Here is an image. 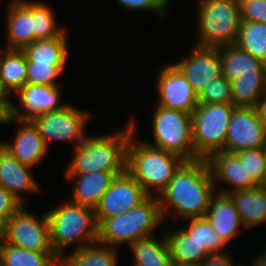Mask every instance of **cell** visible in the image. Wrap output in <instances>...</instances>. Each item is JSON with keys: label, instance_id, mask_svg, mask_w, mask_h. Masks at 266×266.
Returning <instances> with one entry per match:
<instances>
[{"label": "cell", "instance_id": "ac0fdd59", "mask_svg": "<svg viewBox=\"0 0 266 266\" xmlns=\"http://www.w3.org/2000/svg\"><path fill=\"white\" fill-rule=\"evenodd\" d=\"M31 170L32 167L20 163L0 145V187L10 192L23 205L26 203L25 193H38L41 189L30 173Z\"/></svg>", "mask_w": 266, "mask_h": 266}, {"label": "cell", "instance_id": "d590c367", "mask_svg": "<svg viewBox=\"0 0 266 266\" xmlns=\"http://www.w3.org/2000/svg\"><path fill=\"white\" fill-rule=\"evenodd\" d=\"M247 173L259 186H266V164L262 148L247 149L235 153Z\"/></svg>", "mask_w": 266, "mask_h": 266}, {"label": "cell", "instance_id": "4fadbf2b", "mask_svg": "<svg viewBox=\"0 0 266 266\" xmlns=\"http://www.w3.org/2000/svg\"><path fill=\"white\" fill-rule=\"evenodd\" d=\"M266 128L255 107H235L228 125L225 151L237 153L247 149L262 148Z\"/></svg>", "mask_w": 266, "mask_h": 266}, {"label": "cell", "instance_id": "836d02e7", "mask_svg": "<svg viewBox=\"0 0 266 266\" xmlns=\"http://www.w3.org/2000/svg\"><path fill=\"white\" fill-rule=\"evenodd\" d=\"M66 65L37 64L27 62V83L43 86H60L56 79L63 74Z\"/></svg>", "mask_w": 266, "mask_h": 266}, {"label": "cell", "instance_id": "1f68e13d", "mask_svg": "<svg viewBox=\"0 0 266 266\" xmlns=\"http://www.w3.org/2000/svg\"><path fill=\"white\" fill-rule=\"evenodd\" d=\"M235 45L266 64V24L241 21Z\"/></svg>", "mask_w": 266, "mask_h": 266}, {"label": "cell", "instance_id": "277c9868", "mask_svg": "<svg viewBox=\"0 0 266 266\" xmlns=\"http://www.w3.org/2000/svg\"><path fill=\"white\" fill-rule=\"evenodd\" d=\"M66 200L46 212L50 242L57 256L65 254V249L76 242L74 250L98 241L94 209Z\"/></svg>", "mask_w": 266, "mask_h": 266}, {"label": "cell", "instance_id": "c3c4849f", "mask_svg": "<svg viewBox=\"0 0 266 266\" xmlns=\"http://www.w3.org/2000/svg\"><path fill=\"white\" fill-rule=\"evenodd\" d=\"M235 266H245V265H242V264H235ZM247 266V265H246ZM250 266H255V264L252 262V264H250Z\"/></svg>", "mask_w": 266, "mask_h": 266}, {"label": "cell", "instance_id": "5bb4252c", "mask_svg": "<svg viewBox=\"0 0 266 266\" xmlns=\"http://www.w3.org/2000/svg\"><path fill=\"white\" fill-rule=\"evenodd\" d=\"M190 53L180 61L173 63L192 85L200 91L214 78L222 76L220 49L194 45Z\"/></svg>", "mask_w": 266, "mask_h": 266}, {"label": "cell", "instance_id": "60d3db41", "mask_svg": "<svg viewBox=\"0 0 266 266\" xmlns=\"http://www.w3.org/2000/svg\"><path fill=\"white\" fill-rule=\"evenodd\" d=\"M12 101H0V125H7L11 117Z\"/></svg>", "mask_w": 266, "mask_h": 266}, {"label": "cell", "instance_id": "9c48e42d", "mask_svg": "<svg viewBox=\"0 0 266 266\" xmlns=\"http://www.w3.org/2000/svg\"><path fill=\"white\" fill-rule=\"evenodd\" d=\"M91 112L80 110L71 103L65 107L36 115L30 120L37 127L46 148L49 142H71L77 147L88 135L85 128L91 120Z\"/></svg>", "mask_w": 266, "mask_h": 266}, {"label": "cell", "instance_id": "52a82bcc", "mask_svg": "<svg viewBox=\"0 0 266 266\" xmlns=\"http://www.w3.org/2000/svg\"><path fill=\"white\" fill-rule=\"evenodd\" d=\"M235 107L233 103L199 104L193 111L192 141L200 159L225 151L228 125Z\"/></svg>", "mask_w": 266, "mask_h": 266}, {"label": "cell", "instance_id": "2e32d148", "mask_svg": "<svg viewBox=\"0 0 266 266\" xmlns=\"http://www.w3.org/2000/svg\"><path fill=\"white\" fill-rule=\"evenodd\" d=\"M9 125H18L13 142L0 141V145L20 163L32 168L39 165L49 151L39 134L37 127L31 120L10 117ZM18 123V124H17Z\"/></svg>", "mask_w": 266, "mask_h": 266}, {"label": "cell", "instance_id": "484cf974", "mask_svg": "<svg viewBox=\"0 0 266 266\" xmlns=\"http://www.w3.org/2000/svg\"><path fill=\"white\" fill-rule=\"evenodd\" d=\"M66 32L53 39L35 40L22 49L27 62L66 65L69 55Z\"/></svg>", "mask_w": 266, "mask_h": 266}, {"label": "cell", "instance_id": "83f0119b", "mask_svg": "<svg viewBox=\"0 0 266 266\" xmlns=\"http://www.w3.org/2000/svg\"><path fill=\"white\" fill-rule=\"evenodd\" d=\"M172 261L187 266H198L210 253L193 241L181 228L164 233Z\"/></svg>", "mask_w": 266, "mask_h": 266}, {"label": "cell", "instance_id": "7a4b0ae2", "mask_svg": "<svg viewBox=\"0 0 266 266\" xmlns=\"http://www.w3.org/2000/svg\"><path fill=\"white\" fill-rule=\"evenodd\" d=\"M130 119L134 131L126 150V172L141 184L149 196H159L185 160L145 141H135L138 125L133 115Z\"/></svg>", "mask_w": 266, "mask_h": 266}, {"label": "cell", "instance_id": "ee69618b", "mask_svg": "<svg viewBox=\"0 0 266 266\" xmlns=\"http://www.w3.org/2000/svg\"><path fill=\"white\" fill-rule=\"evenodd\" d=\"M7 221L0 217V245L5 242Z\"/></svg>", "mask_w": 266, "mask_h": 266}, {"label": "cell", "instance_id": "9a60e30c", "mask_svg": "<svg viewBox=\"0 0 266 266\" xmlns=\"http://www.w3.org/2000/svg\"><path fill=\"white\" fill-rule=\"evenodd\" d=\"M59 86H43L27 83L14 95L19 99L18 104L11 103V117L30 120L44 112L59 110L69 102H60L61 93Z\"/></svg>", "mask_w": 266, "mask_h": 266}, {"label": "cell", "instance_id": "ffe728a7", "mask_svg": "<svg viewBox=\"0 0 266 266\" xmlns=\"http://www.w3.org/2000/svg\"><path fill=\"white\" fill-rule=\"evenodd\" d=\"M205 217L215 232L227 243L241 233L240 228H245L235 204L228 194L216 192L212 196Z\"/></svg>", "mask_w": 266, "mask_h": 266}, {"label": "cell", "instance_id": "7bdbcfd3", "mask_svg": "<svg viewBox=\"0 0 266 266\" xmlns=\"http://www.w3.org/2000/svg\"><path fill=\"white\" fill-rule=\"evenodd\" d=\"M262 251L263 252H260L259 256H257L256 259L253 258V263L255 264V266H266V247Z\"/></svg>", "mask_w": 266, "mask_h": 266}, {"label": "cell", "instance_id": "8d00e7d4", "mask_svg": "<svg viewBox=\"0 0 266 266\" xmlns=\"http://www.w3.org/2000/svg\"><path fill=\"white\" fill-rule=\"evenodd\" d=\"M122 8L132 11H153L161 19L166 18L168 5L171 0H116Z\"/></svg>", "mask_w": 266, "mask_h": 266}, {"label": "cell", "instance_id": "7c38bea8", "mask_svg": "<svg viewBox=\"0 0 266 266\" xmlns=\"http://www.w3.org/2000/svg\"><path fill=\"white\" fill-rule=\"evenodd\" d=\"M156 80L159 93L155 101L157 106L192 114L199 105L198 94L174 64L167 63L162 66Z\"/></svg>", "mask_w": 266, "mask_h": 266}, {"label": "cell", "instance_id": "e575fe53", "mask_svg": "<svg viewBox=\"0 0 266 266\" xmlns=\"http://www.w3.org/2000/svg\"><path fill=\"white\" fill-rule=\"evenodd\" d=\"M233 103L231 83L223 76L211 80L198 94V104Z\"/></svg>", "mask_w": 266, "mask_h": 266}, {"label": "cell", "instance_id": "d6a6232c", "mask_svg": "<svg viewBox=\"0 0 266 266\" xmlns=\"http://www.w3.org/2000/svg\"><path fill=\"white\" fill-rule=\"evenodd\" d=\"M54 13L50 5L48 6L45 2L32 1L34 41L53 39L66 32L64 27H58L56 24Z\"/></svg>", "mask_w": 266, "mask_h": 266}, {"label": "cell", "instance_id": "4316f807", "mask_svg": "<svg viewBox=\"0 0 266 266\" xmlns=\"http://www.w3.org/2000/svg\"><path fill=\"white\" fill-rule=\"evenodd\" d=\"M151 235L140 238L129 245L134 261L133 266H168L171 262L170 250L165 234L163 237Z\"/></svg>", "mask_w": 266, "mask_h": 266}, {"label": "cell", "instance_id": "d4e9b609", "mask_svg": "<svg viewBox=\"0 0 266 266\" xmlns=\"http://www.w3.org/2000/svg\"><path fill=\"white\" fill-rule=\"evenodd\" d=\"M73 251V252H72ZM58 256V266H117V250L98 241Z\"/></svg>", "mask_w": 266, "mask_h": 266}, {"label": "cell", "instance_id": "7402d4cb", "mask_svg": "<svg viewBox=\"0 0 266 266\" xmlns=\"http://www.w3.org/2000/svg\"><path fill=\"white\" fill-rule=\"evenodd\" d=\"M228 195L232 198L245 228L265 223L266 186L236 190Z\"/></svg>", "mask_w": 266, "mask_h": 266}, {"label": "cell", "instance_id": "f6af8a7d", "mask_svg": "<svg viewBox=\"0 0 266 266\" xmlns=\"http://www.w3.org/2000/svg\"><path fill=\"white\" fill-rule=\"evenodd\" d=\"M8 98H11L7 92L3 89L1 83H0V101H11L8 100Z\"/></svg>", "mask_w": 266, "mask_h": 266}, {"label": "cell", "instance_id": "74e56055", "mask_svg": "<svg viewBox=\"0 0 266 266\" xmlns=\"http://www.w3.org/2000/svg\"><path fill=\"white\" fill-rule=\"evenodd\" d=\"M241 20L266 24V0H239Z\"/></svg>", "mask_w": 266, "mask_h": 266}, {"label": "cell", "instance_id": "8fae6325", "mask_svg": "<svg viewBox=\"0 0 266 266\" xmlns=\"http://www.w3.org/2000/svg\"><path fill=\"white\" fill-rule=\"evenodd\" d=\"M148 197L141 184L126 171L117 175L94 209L97 225L105 219L130 211Z\"/></svg>", "mask_w": 266, "mask_h": 266}, {"label": "cell", "instance_id": "44dd1931", "mask_svg": "<svg viewBox=\"0 0 266 266\" xmlns=\"http://www.w3.org/2000/svg\"><path fill=\"white\" fill-rule=\"evenodd\" d=\"M66 179L73 180L72 197L70 202L88 206L93 209L98 205L102 196L109 189L117 176L113 172H93L88 174H65Z\"/></svg>", "mask_w": 266, "mask_h": 266}, {"label": "cell", "instance_id": "d6986e66", "mask_svg": "<svg viewBox=\"0 0 266 266\" xmlns=\"http://www.w3.org/2000/svg\"><path fill=\"white\" fill-rule=\"evenodd\" d=\"M6 14V49H19L34 41L32 0H12Z\"/></svg>", "mask_w": 266, "mask_h": 266}, {"label": "cell", "instance_id": "603a6c76", "mask_svg": "<svg viewBox=\"0 0 266 266\" xmlns=\"http://www.w3.org/2000/svg\"><path fill=\"white\" fill-rule=\"evenodd\" d=\"M26 66L22 50L3 49L0 45V83L10 97L27 84Z\"/></svg>", "mask_w": 266, "mask_h": 266}, {"label": "cell", "instance_id": "f546056e", "mask_svg": "<svg viewBox=\"0 0 266 266\" xmlns=\"http://www.w3.org/2000/svg\"><path fill=\"white\" fill-rule=\"evenodd\" d=\"M2 266H58L55 252H38L4 242L0 245Z\"/></svg>", "mask_w": 266, "mask_h": 266}, {"label": "cell", "instance_id": "8992f818", "mask_svg": "<svg viewBox=\"0 0 266 266\" xmlns=\"http://www.w3.org/2000/svg\"><path fill=\"white\" fill-rule=\"evenodd\" d=\"M197 46L221 47L236 43L241 25L239 0H198Z\"/></svg>", "mask_w": 266, "mask_h": 266}, {"label": "cell", "instance_id": "ba28073f", "mask_svg": "<svg viewBox=\"0 0 266 266\" xmlns=\"http://www.w3.org/2000/svg\"><path fill=\"white\" fill-rule=\"evenodd\" d=\"M152 117V135L154 142L147 144L180 156L185 161L200 158L195 154L192 141L191 114L184 111L166 109L155 105Z\"/></svg>", "mask_w": 266, "mask_h": 266}, {"label": "cell", "instance_id": "681fc988", "mask_svg": "<svg viewBox=\"0 0 266 266\" xmlns=\"http://www.w3.org/2000/svg\"><path fill=\"white\" fill-rule=\"evenodd\" d=\"M0 266H2V257H1V253H0Z\"/></svg>", "mask_w": 266, "mask_h": 266}, {"label": "cell", "instance_id": "ab89813d", "mask_svg": "<svg viewBox=\"0 0 266 266\" xmlns=\"http://www.w3.org/2000/svg\"><path fill=\"white\" fill-rule=\"evenodd\" d=\"M230 253L209 254L198 266H234Z\"/></svg>", "mask_w": 266, "mask_h": 266}, {"label": "cell", "instance_id": "f1b7e54d", "mask_svg": "<svg viewBox=\"0 0 266 266\" xmlns=\"http://www.w3.org/2000/svg\"><path fill=\"white\" fill-rule=\"evenodd\" d=\"M230 83L236 107H256L266 93V72L243 73Z\"/></svg>", "mask_w": 266, "mask_h": 266}, {"label": "cell", "instance_id": "6da1fadb", "mask_svg": "<svg viewBox=\"0 0 266 266\" xmlns=\"http://www.w3.org/2000/svg\"><path fill=\"white\" fill-rule=\"evenodd\" d=\"M215 190L206 159L185 161L158 196L163 219L205 217Z\"/></svg>", "mask_w": 266, "mask_h": 266}, {"label": "cell", "instance_id": "4dcf8cb0", "mask_svg": "<svg viewBox=\"0 0 266 266\" xmlns=\"http://www.w3.org/2000/svg\"><path fill=\"white\" fill-rule=\"evenodd\" d=\"M184 221L187 222L184 223V225L186 224L184 228L182 226L179 228L181 227L193 241L204 247L210 254L226 251L223 249L228 243L215 232L206 217L188 218Z\"/></svg>", "mask_w": 266, "mask_h": 266}, {"label": "cell", "instance_id": "f35d334b", "mask_svg": "<svg viewBox=\"0 0 266 266\" xmlns=\"http://www.w3.org/2000/svg\"><path fill=\"white\" fill-rule=\"evenodd\" d=\"M23 204L10 192L0 187V217L9 220Z\"/></svg>", "mask_w": 266, "mask_h": 266}, {"label": "cell", "instance_id": "3957f363", "mask_svg": "<svg viewBox=\"0 0 266 266\" xmlns=\"http://www.w3.org/2000/svg\"><path fill=\"white\" fill-rule=\"evenodd\" d=\"M131 121L121 130L111 134L87 135L73 148V156L65 174H88L98 171L121 175L126 171V150L131 133Z\"/></svg>", "mask_w": 266, "mask_h": 266}, {"label": "cell", "instance_id": "e0dca14e", "mask_svg": "<svg viewBox=\"0 0 266 266\" xmlns=\"http://www.w3.org/2000/svg\"><path fill=\"white\" fill-rule=\"evenodd\" d=\"M214 183H223L229 186V188H218L215 184L216 192L229 194L236 190H246L259 187V185L253 180L245 166L239 160V157L235 153L227 151H218L211 154L206 159ZM222 182V183H221ZM226 183V184H225Z\"/></svg>", "mask_w": 266, "mask_h": 266}, {"label": "cell", "instance_id": "30bf717a", "mask_svg": "<svg viewBox=\"0 0 266 266\" xmlns=\"http://www.w3.org/2000/svg\"><path fill=\"white\" fill-rule=\"evenodd\" d=\"M36 218L23 205L6 223L5 242L38 252H55L51 246L46 213Z\"/></svg>", "mask_w": 266, "mask_h": 266}, {"label": "cell", "instance_id": "5b68a950", "mask_svg": "<svg viewBox=\"0 0 266 266\" xmlns=\"http://www.w3.org/2000/svg\"><path fill=\"white\" fill-rule=\"evenodd\" d=\"M162 221L158 196H149L130 211L105 219L98 226V242L115 248L121 244L131 245L140 238L156 235L154 232Z\"/></svg>", "mask_w": 266, "mask_h": 266}, {"label": "cell", "instance_id": "b9f144b4", "mask_svg": "<svg viewBox=\"0 0 266 266\" xmlns=\"http://www.w3.org/2000/svg\"><path fill=\"white\" fill-rule=\"evenodd\" d=\"M255 108L258 112L260 120L263 122L264 127L266 128V93L259 100V103Z\"/></svg>", "mask_w": 266, "mask_h": 266}, {"label": "cell", "instance_id": "bcb514c9", "mask_svg": "<svg viewBox=\"0 0 266 266\" xmlns=\"http://www.w3.org/2000/svg\"><path fill=\"white\" fill-rule=\"evenodd\" d=\"M262 149H263V154H264L265 164H266V139H265V141H264V143H263V147H262Z\"/></svg>", "mask_w": 266, "mask_h": 266}, {"label": "cell", "instance_id": "7dc6e473", "mask_svg": "<svg viewBox=\"0 0 266 266\" xmlns=\"http://www.w3.org/2000/svg\"><path fill=\"white\" fill-rule=\"evenodd\" d=\"M168 266H187V265H182L180 263H177V262H174V261L171 260V262L169 263Z\"/></svg>", "mask_w": 266, "mask_h": 266}, {"label": "cell", "instance_id": "cb8c5ba5", "mask_svg": "<svg viewBox=\"0 0 266 266\" xmlns=\"http://www.w3.org/2000/svg\"><path fill=\"white\" fill-rule=\"evenodd\" d=\"M222 76L232 81L243 73L266 72V64L235 44L218 47Z\"/></svg>", "mask_w": 266, "mask_h": 266}]
</instances>
